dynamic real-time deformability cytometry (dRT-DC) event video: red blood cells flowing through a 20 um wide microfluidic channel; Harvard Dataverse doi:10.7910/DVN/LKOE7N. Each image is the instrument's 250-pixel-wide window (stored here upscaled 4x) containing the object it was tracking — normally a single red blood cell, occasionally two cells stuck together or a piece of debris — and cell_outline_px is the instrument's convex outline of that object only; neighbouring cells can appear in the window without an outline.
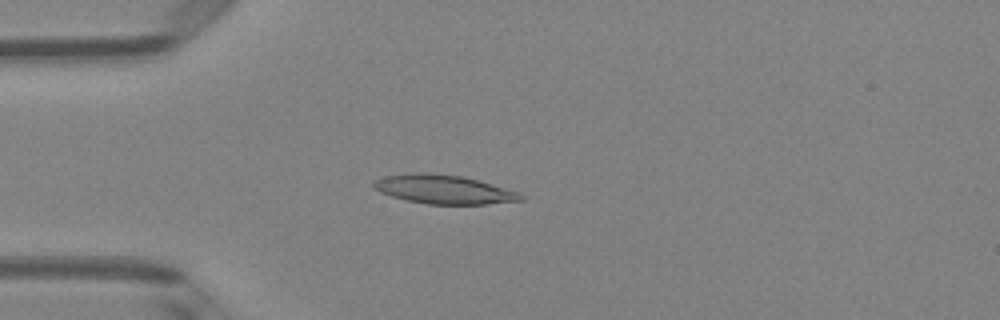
{"species": "Egyptian fruit bat (a non-hibernating species)", "species_latin": "Rousettus aegyptiacus", "temperature_condition": "room temperature", "stored_images_in_passage": 44, "camera_frame_rate_fps": 3000, "um_per_image_px": 0.085, "animal": {"sex": "female"}, "frame": {"image": 1, "passage_image": 7, "time_ms": 2.0, "image_size_px": [1000, 320], "cell_outline_px": [[524, 200], [488, 204], [428, 204], [408, 200], [392, 196], [380, 192], [372, 188], [372, 184], [376, 180], [384, 176], [420, 172], [428, 172], [460, 176], [476, 180], [516, 192], [524, 196]], "centroid_in_image_um": [37.67, 16.1], "position_along_channel_um": 47.3, "area_um2": 24.33}}
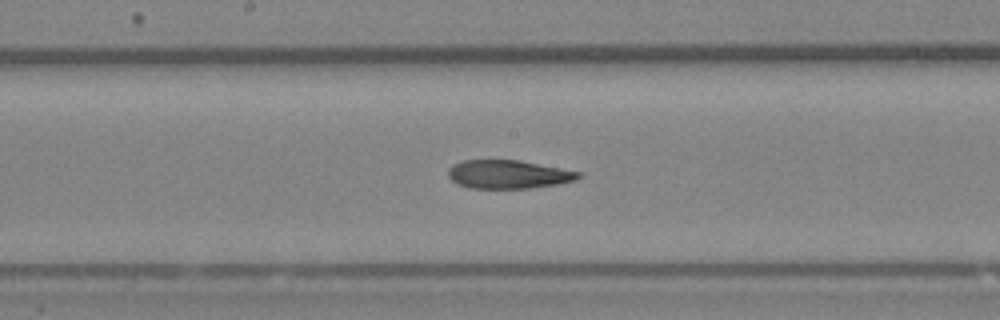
{"frame": {"image": 2, "passage_image": 20, "time_ms": 6.333, "image_size_px": [1000, 320], "cell_outline_px": [[580, 176], [576, 180], [556, 184], [528, 188], [468, 188], [456, 184], [448, 176], [448, 168], [452, 164], [464, 160], [520, 160], [580, 172]], "centroid_in_image_um": [43.15, 14.81], "position_along_channel_um": 205.1, "area_um2": 21.56}}
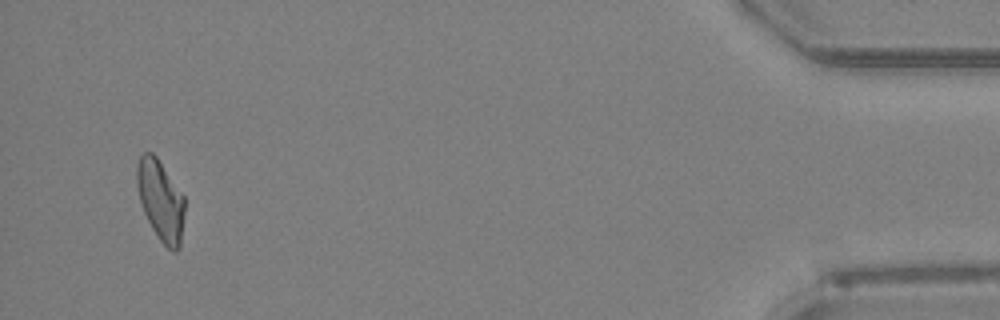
{"frame": {"image": 3, "passage_image": 42, "time_ms": 13.667, "image_size_px": [1000, 320], "cell_outline_px": [[184, 212], [180, 248], [176, 252], [172, 252], [160, 240], [152, 228], [144, 212], [140, 200], [136, 184], [136, 164], [140, 156], [144, 152], [152, 152], [156, 156], [184, 196]], "centroid_in_image_um": [13.64, 17.03], "position_along_channel_um": 421.6, "area_um2": 22.31}, "authors_computed_cell_mechanics": {"area_um2": 22.8599, "velocity_mm_per_s": 4.0041, "shape_relaxation_time_tau1_ms": null, "shape_relaxation_time_tau2_ms": 5.6322, "deformation_change_tau1": null, "deformation_change_tau2": 0.1307}}